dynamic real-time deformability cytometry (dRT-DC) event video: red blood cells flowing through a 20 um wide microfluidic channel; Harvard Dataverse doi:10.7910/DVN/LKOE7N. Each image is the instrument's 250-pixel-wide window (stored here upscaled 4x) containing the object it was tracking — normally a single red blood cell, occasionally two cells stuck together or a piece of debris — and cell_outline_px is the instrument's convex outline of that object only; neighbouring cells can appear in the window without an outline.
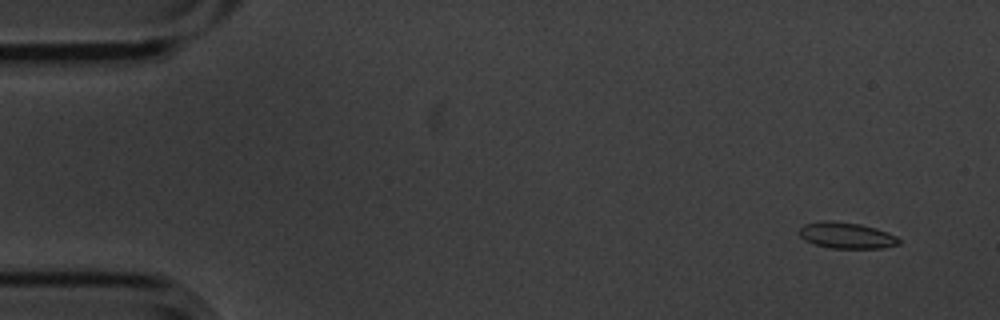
{"species": "common noctule bat (a hibernating species)", "species_latin": "Nyctalus noctula", "temperature_condition": "cold", "stored_images_in_passage": 7, "camera_frame_rate_fps": 3000, "um_per_image_px": 0.085, "animal": {"sex": "male", "body_mass_g": 20.1, "forearm_length_mm": 53.5}, "frame": {"image": 1, "passage_image": 1, "time_ms": 0.0, "image_size_px": [1000, 320], "cell_outline_px": [[900, 244], [884, 248], [832, 248], [812, 244], [804, 240], [800, 236], [800, 228], [804, 224], [820, 220], [828, 220], [860, 224], [876, 228], [888, 232], [896, 236], [900, 240]], "centroid_in_image_um": [71.95, 20.01], "position_along_channel_um": 13.1, "area_um2": 15.32}}
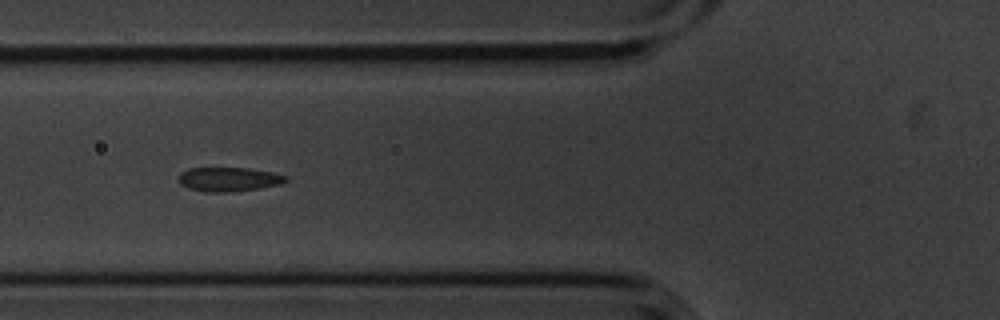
{"frame": {"image": 2, "passage_image": 6, "time_ms": 1.667, "image_size_px": [1000, 320], "cell_outline_px": [[288, 180], [280, 184], [260, 188], [228, 192], [208, 192], [188, 188], [180, 184], [176, 180], [180, 172], [188, 168], [248, 168], [272, 172], [288, 176]], "centroid_in_image_um": [19.41, 15.23], "position_along_channel_um": 106.4, "area_um2": 15.2}}
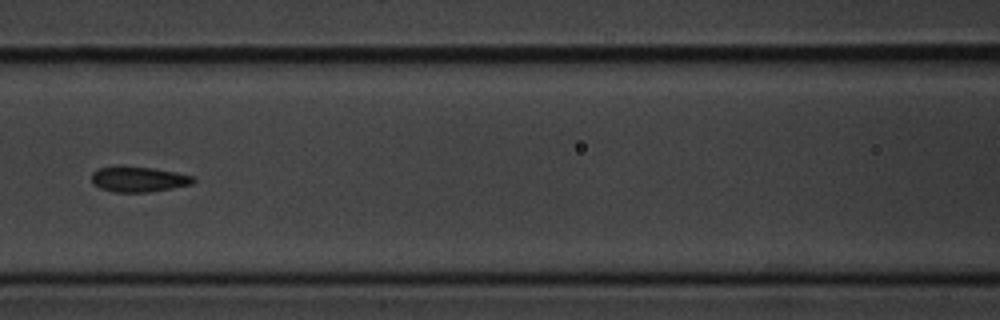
{"frame": {"image": 3, "passage_image": 7, "time_ms": 2.0, "image_size_px": [1000, 320], "cell_outline_px": [[196, 180], [192, 184], [172, 188], [148, 192], [112, 192], [100, 188], [92, 184], [92, 172], [100, 168], [116, 164], [120, 164], [152, 168], [176, 172], [192, 176]], "centroid_in_image_um": [11.72, 15.21], "position_along_channel_um": 154.9, "area_um2": 15.37}}